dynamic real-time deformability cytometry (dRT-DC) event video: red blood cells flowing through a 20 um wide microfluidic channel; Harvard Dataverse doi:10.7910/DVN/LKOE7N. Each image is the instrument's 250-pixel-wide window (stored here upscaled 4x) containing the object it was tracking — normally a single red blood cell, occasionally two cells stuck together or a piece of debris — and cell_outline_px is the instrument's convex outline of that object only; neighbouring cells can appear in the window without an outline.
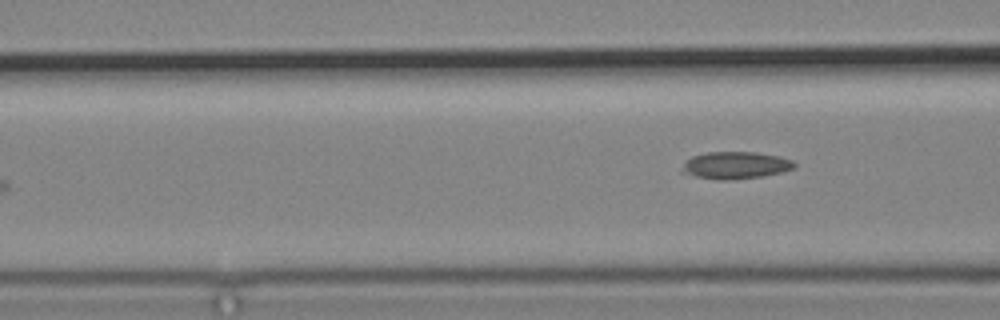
{"species": "common noctule bat (a hibernating species)", "species_latin": "Nyctalus noctula", "temperature_condition": "cold", "stored_images_in_passage": 8, "camera_frame_rate_fps": 3000, "um_per_image_px": 0.085, "animal": {"sex": "male", "body_mass_g": 19.2, "forearm_length_mm": 51.8}, "frame": {"image": 1, "passage_image": 8, "time_ms": 8.333, "image_size_px": [1000, 320], "cell_outline_px": [[796, 168], [764, 176], [732, 180], [716, 180], [696, 176], [680, 172], [684, 164], [692, 156], [708, 152], [756, 152], [780, 156], [792, 160], [796, 164]], "centroid_in_image_um": [62.55, 14.05], "position_along_channel_um": 104.1, "area_um2": 17.86}}